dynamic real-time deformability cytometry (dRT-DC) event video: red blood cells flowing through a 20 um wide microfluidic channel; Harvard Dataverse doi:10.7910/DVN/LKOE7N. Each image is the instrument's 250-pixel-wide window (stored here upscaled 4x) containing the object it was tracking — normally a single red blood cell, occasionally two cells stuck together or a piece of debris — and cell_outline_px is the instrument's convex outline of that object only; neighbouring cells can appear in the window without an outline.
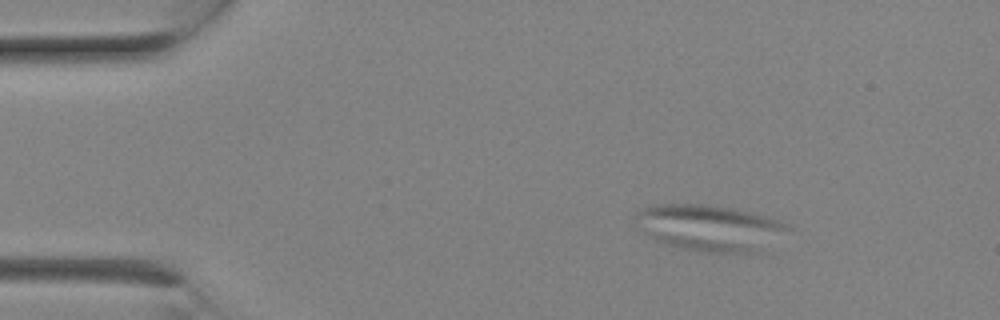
{"species": "Egyptian fruit bat (a non-hibernating species)", "species_latin": "Rousettus aegyptiacus", "temperature_condition": "room temperature", "stored_images_in_passage": 3, "camera_frame_rate_fps": 3000, "um_per_image_px": 0.085, "animal": {"sex": "female"}, "frame": {"image": 1, "passage_image": 2, "time_ms": 0.333, "image_size_px": [1000, 320], "cell_outline_px": [[792, 228], [756, 252], [704, 252], [684, 248], [668, 244], [636, 228], [636, 208], [652, 204], [704, 204], [732, 208], [768, 216], [780, 220], [788, 224]], "centroid_in_image_um": [60.28, 19.32], "position_along_channel_um": 24.7, "area_um2": 40.69}}
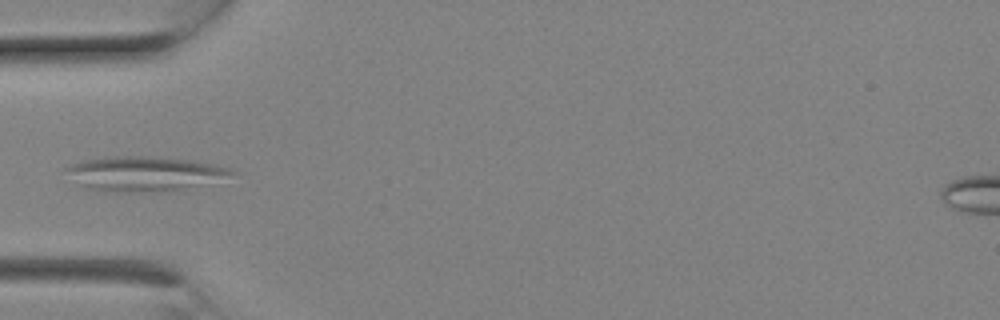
{"frame": {"image": 2, "passage_image": 3, "time_ms": 0.667, "image_size_px": [1000, 320], "cell_outline_px": [[232, 172], [176, 192], [112, 192], [84, 188], [76, 184], [64, 168], [72, 164], [84, 160], [104, 156], [148, 156], [192, 160], [232, 168]], "centroid_in_image_um": [12.11, 14.77], "position_along_channel_um": 72.9, "area_um2": 33.18}}